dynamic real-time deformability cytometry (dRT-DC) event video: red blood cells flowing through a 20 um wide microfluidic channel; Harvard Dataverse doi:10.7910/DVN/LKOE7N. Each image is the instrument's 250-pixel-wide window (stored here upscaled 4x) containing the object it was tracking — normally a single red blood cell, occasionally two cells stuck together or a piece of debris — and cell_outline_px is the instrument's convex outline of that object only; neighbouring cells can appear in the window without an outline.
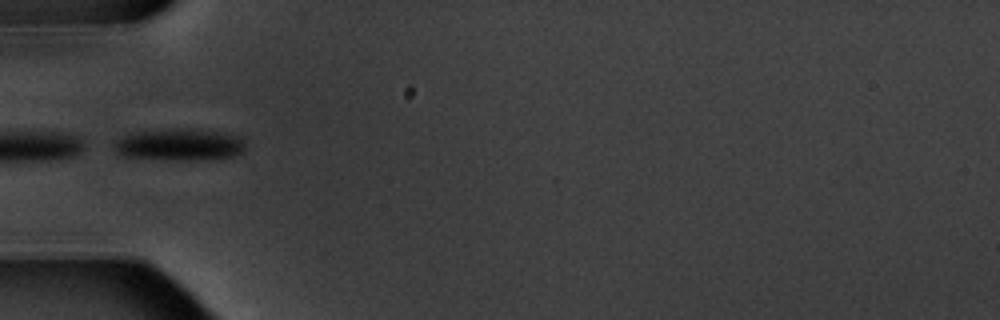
{"species": "common noctule bat (a hibernating species)", "species_latin": "Nyctalus noctula", "temperature_condition": "warm", "stored_images_in_passage": 6, "camera_frame_rate_fps": 3000, "um_per_image_px": 0.085, "animal": {"sex": "male", "body_mass_g": 20.1, "forearm_length_mm": 53.5}, "frame": {"image": 1, "passage_image": 6, "time_ms": 6.0, "image_size_px": [1000, 320], "cell_outline_px": [[244, 152], [236, 156], [188, 160], [180, 160], [124, 156], [116, 152], [112, 148], [112, 144], [116, 140], [124, 136], [136, 132], [176, 128], [224, 132], [240, 136], [244, 140]], "centroid_in_image_um": [15.27, 12.29], "position_along_channel_um": 69.7, "area_um2": 24.28}}